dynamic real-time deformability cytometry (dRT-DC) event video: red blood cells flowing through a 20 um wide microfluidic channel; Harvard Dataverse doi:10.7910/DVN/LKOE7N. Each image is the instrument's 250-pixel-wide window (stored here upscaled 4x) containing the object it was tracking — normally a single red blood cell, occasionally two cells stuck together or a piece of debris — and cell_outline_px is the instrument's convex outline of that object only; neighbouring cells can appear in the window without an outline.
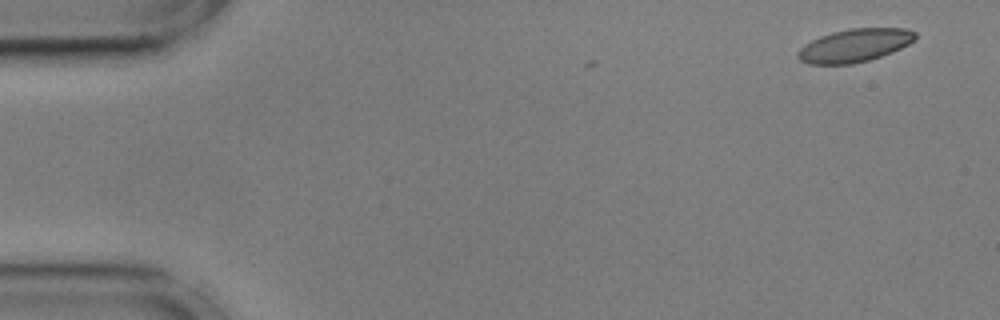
{"species": "common noctule bat (a hibernating species)", "species_latin": "Nyctalus noctula", "temperature_condition": "cold", "stored_images_in_passage": 3, "camera_frame_rate_fps": 3000, "um_per_image_px": 0.085, "animal": {"sex": "male", "body_mass_g": 17.9, "forearm_length_mm": 54.2}, "frame": {"image": 1, "passage_image": 3, "time_ms": 0.667, "image_size_px": [1000, 320], "cell_outline_px": [[916, 36], [908, 44], [892, 52], [868, 60], [852, 64], [808, 64], [800, 60], [796, 56], [800, 48], [812, 40], [820, 36], [832, 32], [848, 28], [908, 28], [916, 32]], "centroid_in_image_um": [72.63, 3.85], "position_along_channel_um": 12.4, "area_um2": 22.54}}